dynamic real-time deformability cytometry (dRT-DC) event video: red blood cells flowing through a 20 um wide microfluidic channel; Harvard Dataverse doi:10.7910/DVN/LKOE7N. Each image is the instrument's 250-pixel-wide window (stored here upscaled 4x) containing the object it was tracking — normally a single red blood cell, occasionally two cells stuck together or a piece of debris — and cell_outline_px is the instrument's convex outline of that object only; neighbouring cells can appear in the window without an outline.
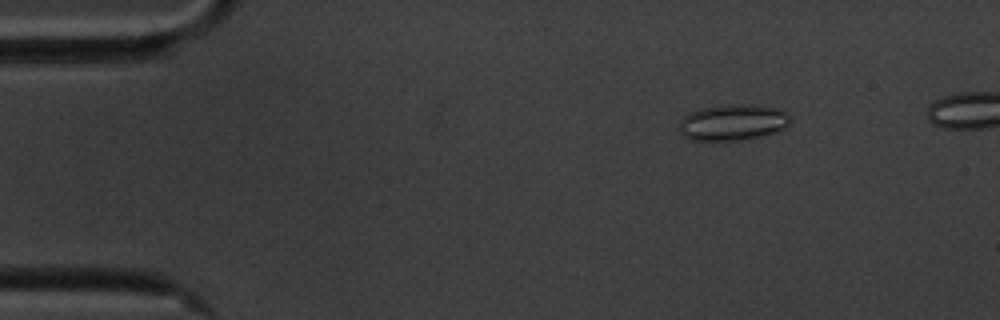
{"species": "common noctule bat (a hibernating species)", "species_latin": "Nyctalus noctula", "temperature_condition": "cold", "stored_images_in_passage": 48, "camera_frame_rate_fps": 3000, "um_per_image_px": 0.085, "animal": {"sex": "male", "body_mass_g": 20.1, "forearm_length_mm": 53.5}, "frame": {"image": 1, "passage_image": 3, "time_ms": 0.667, "image_size_px": [1000, 320], "cell_outline_px": [[788, 124], [784, 128], [776, 132], [764, 136], [744, 140], [688, 140], [676, 128], [680, 120], [688, 112], [700, 108], [720, 104], [752, 104], [776, 108], [788, 112]], "centroid_in_image_um": [62.23, 10.4], "position_along_channel_um": 22.8, "area_um2": 23.87}}
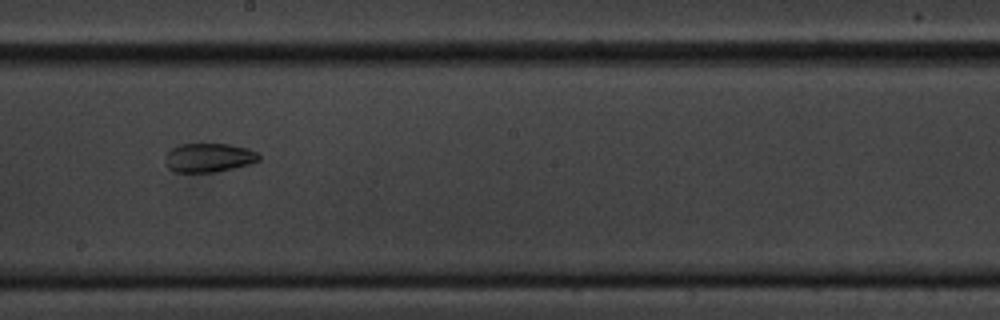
{"frame": {"image": 2, "passage_image": 27, "time_ms": 8.667, "image_size_px": [1000, 320], "cell_outline_px": [[260, 160], [248, 164], [216, 172], [176, 172], [168, 168], [164, 160], [164, 156], [172, 148], [180, 144], [228, 144], [248, 148], [256, 152], [260, 156]], "centroid_in_image_um": [17.72, 13.4], "position_along_channel_um": 230.5, "area_um2": 15.78}}
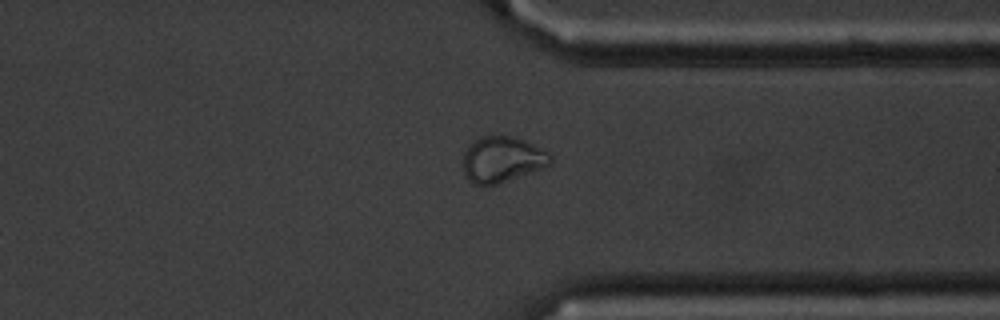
{"frame": {"image": 3, "passage_image": 39, "time_ms": 12.667, "image_size_px": [1000, 320], "cell_outline_px": [[552, 160], [548, 164], [540, 168], [496, 184], [472, 184], [464, 176], [464, 152], [480, 136], [512, 136], [524, 140], [548, 152], [552, 156]], "centroid_in_image_um": [42.66, 13.54], "position_along_channel_um": 368.7, "area_um2": 22.72}}